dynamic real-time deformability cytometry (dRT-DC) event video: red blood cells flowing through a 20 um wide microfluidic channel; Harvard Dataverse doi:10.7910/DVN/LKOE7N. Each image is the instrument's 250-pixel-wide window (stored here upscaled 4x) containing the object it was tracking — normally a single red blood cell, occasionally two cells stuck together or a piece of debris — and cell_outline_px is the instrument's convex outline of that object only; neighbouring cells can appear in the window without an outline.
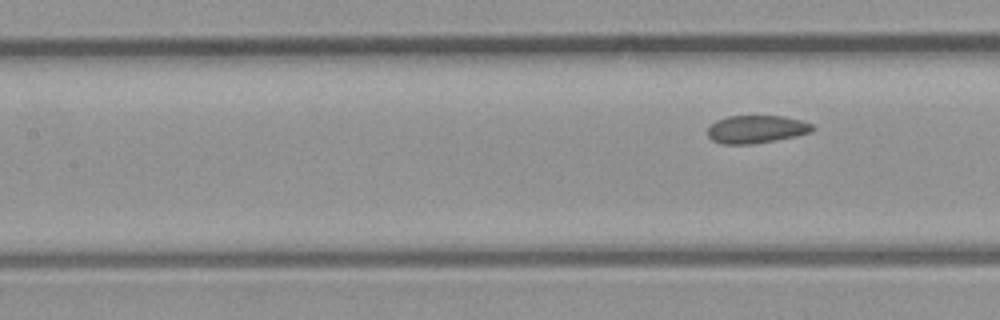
{"species": "common noctule bat (a hibernating species)", "species_latin": "Nyctalus noctula", "temperature_condition": "room temperature", "stored_images_in_passage": 5, "segment_of_instrument_passage": [2, 2], "camera_frame_rate_fps": 3000, "um_per_image_px": 0.085, "animal": {"sex": "male", "body_mass_g": 23.1, "forearm_length_mm": 52.7}, "frame": {"image": 1, "passage_image": 5, "time_ms": 5.667, "image_size_px": [1000, 320], "cell_outline_px": [[816, 128], [812, 132], [796, 136], [776, 140], [752, 144], [720, 144], [712, 140], [708, 136], [708, 128], [716, 120], [728, 116], [784, 116], [804, 120], [812, 124]], "centroid_in_image_um": [64.32, 10.98], "position_along_channel_um": 143.1, "area_um2": 17.22}}